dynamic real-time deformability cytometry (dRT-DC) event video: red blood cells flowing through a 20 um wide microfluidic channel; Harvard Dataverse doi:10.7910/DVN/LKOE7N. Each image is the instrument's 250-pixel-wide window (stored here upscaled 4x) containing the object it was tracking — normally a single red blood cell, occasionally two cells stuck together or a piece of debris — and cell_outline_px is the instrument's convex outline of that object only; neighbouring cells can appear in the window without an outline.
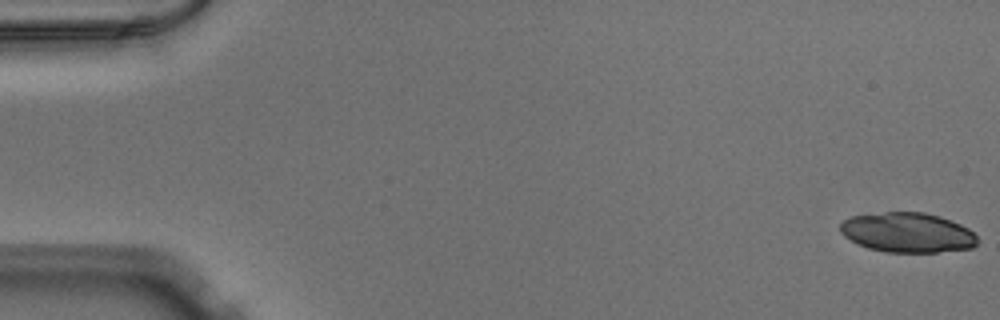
{"species": "Egyptian fruit bat (a non-hibernating species)", "species_latin": "Rousettus aegyptiacus", "temperature_condition": "warm", "stored_images_in_passage": 20, "camera_frame_rate_fps": 3000, "um_per_image_px": 0.085, "animal": {"sex": "male"}, "frame": {"image": 1, "passage_image": 1, "time_ms": 0.0, "image_size_px": [1000, 320], "cell_outline_px": [[980, 240], [972, 248], [936, 252], [888, 252], [868, 248], [844, 236], [840, 232], [840, 224], [844, 220], [852, 216], [888, 212], [924, 212], [940, 216], [960, 224], [968, 228]], "centroid_in_image_um": [77.16, 19.76], "position_along_channel_um": 7.8, "area_um2": 31.67}}
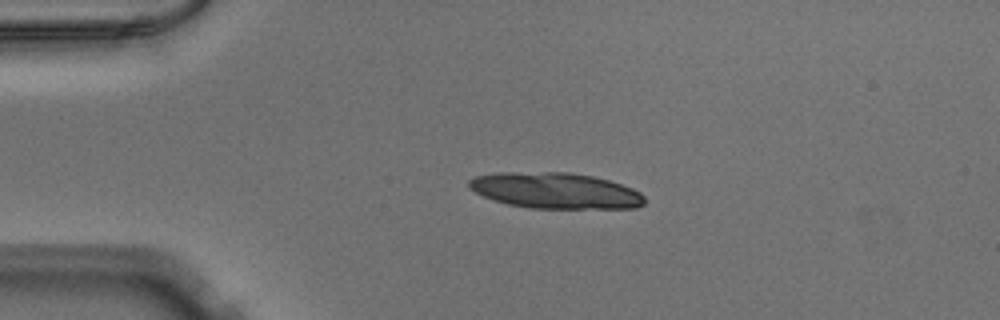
{"frame": {"image": 2, "passage_image": 12, "time_ms": 3.667, "image_size_px": [1000, 320], "cell_outline_px": [[644, 204], [636, 208], [528, 208], [508, 204], [484, 196], [468, 188], [468, 180], [476, 176], [496, 172], [568, 172], [592, 176], [608, 180], [632, 188], [640, 192], [644, 196]], "centroid_in_image_um": [47.2, 16.2], "position_along_channel_um": 37.8, "area_um2": 36.7}}